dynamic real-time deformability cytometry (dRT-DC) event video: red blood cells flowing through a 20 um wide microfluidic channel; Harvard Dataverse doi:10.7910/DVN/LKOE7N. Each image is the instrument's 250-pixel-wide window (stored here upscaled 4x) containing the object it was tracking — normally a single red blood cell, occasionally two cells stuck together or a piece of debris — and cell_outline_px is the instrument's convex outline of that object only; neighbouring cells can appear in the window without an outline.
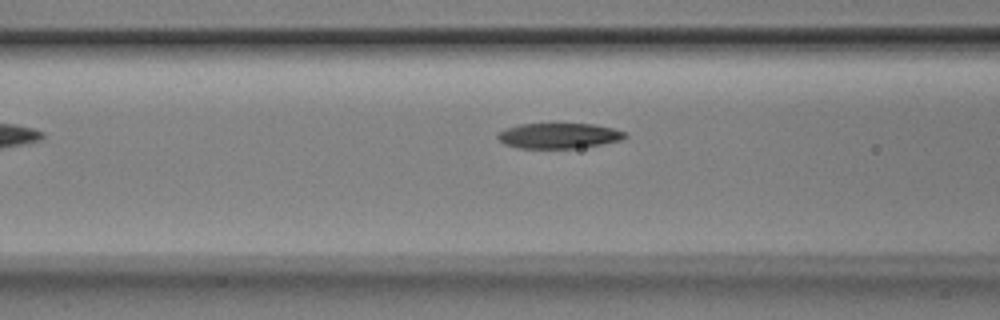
{"species": "Egyptian fruit bat (a non-hibernating species)", "species_latin": "Rousettus aegyptiacus", "temperature_condition": "room temperature", "stored_images_in_passage": 4, "camera_frame_rate_fps": 3000, "um_per_image_px": 0.085, "animal": {"sex": "male"}, "frame": {"image": 1, "passage_image": 3, "time_ms": 0.667, "image_size_px": [1000, 320], "cell_outline_px": [[628, 136], [620, 140], [600, 144], [576, 148], [520, 148], [504, 144], [496, 136], [500, 132], [508, 128], [520, 124], [592, 124], [612, 128], [624, 132]], "centroid_in_image_um": [47.49, 11.54], "position_along_channel_um": 119.1, "area_um2": 18.5}}
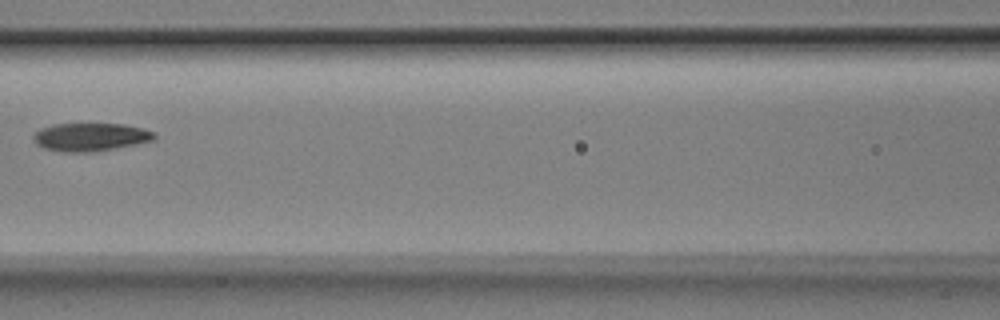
{"frame": {"image": 2, "passage_image": 4, "time_ms": 1.0, "image_size_px": [1000, 320], "cell_outline_px": [[156, 136], [152, 140], [136, 144], [116, 148], [92, 152], [64, 152], [44, 148], [36, 144], [32, 140], [32, 136], [40, 128], [52, 124], [124, 124], [144, 128], [156, 132]], "centroid_in_image_um": [7.68, 11.64], "position_along_channel_um": 158.9, "area_um2": 19.94}}